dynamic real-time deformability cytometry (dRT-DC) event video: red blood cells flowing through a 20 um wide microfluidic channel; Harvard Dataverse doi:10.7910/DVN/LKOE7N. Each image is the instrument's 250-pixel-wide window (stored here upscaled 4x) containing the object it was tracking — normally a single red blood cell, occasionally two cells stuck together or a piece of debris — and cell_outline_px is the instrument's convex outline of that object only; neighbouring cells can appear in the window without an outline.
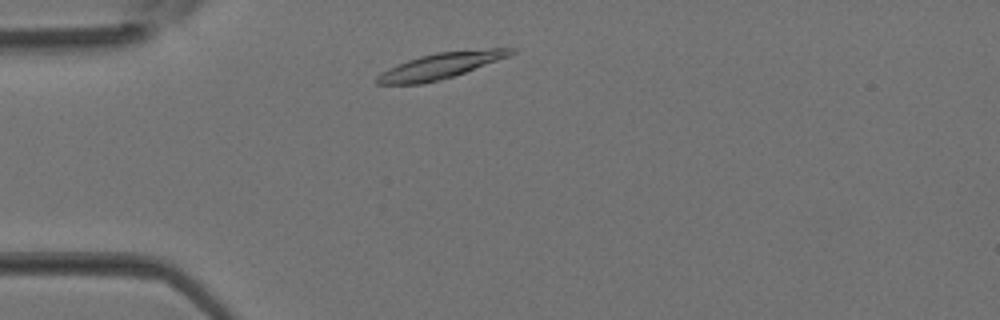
{"species": "Egyptian fruit bat (a non-hibernating species)", "species_latin": "Rousettus aegyptiacus", "temperature_condition": "room temperature", "stored_images_in_passage": 30, "camera_frame_rate_fps": 3000, "um_per_image_px": 0.085, "animal": {"sex": "female"}, "frame": {"image": 1, "passage_image": 3, "time_ms": 0.667, "image_size_px": [1000, 320], "cell_outline_px": [[516, 52], [508, 56], [464, 72], [452, 76], [420, 84], [376, 84], [372, 80], [380, 72], [396, 64], [420, 56], [436, 52], [488, 48], [516, 48]], "centroid_in_image_um": [37.37, 5.58], "position_along_channel_um": 47.6, "area_um2": 20.06}}
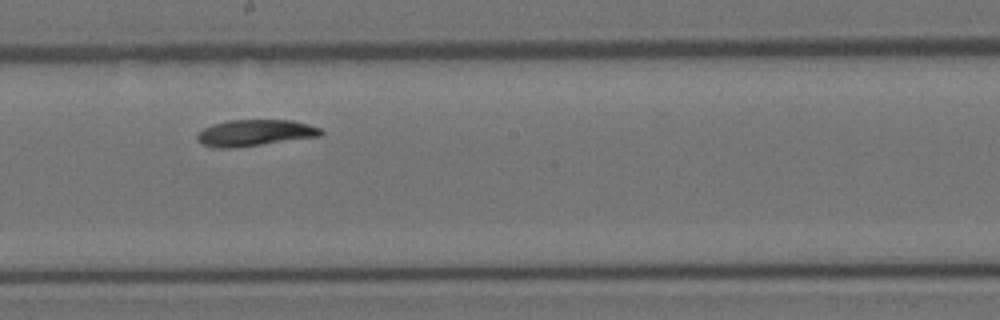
{"frame": {"image": 2, "passage_image": 14, "time_ms": 4.333, "image_size_px": [1000, 320], "cell_outline_px": [[324, 132], [320, 136], [232, 148], [212, 148], [196, 140], [196, 136], [204, 128], [212, 124], [228, 120], [292, 120], [308, 124], [320, 128]], "centroid_in_image_um": [21.64, 11.29], "position_along_channel_um": 226.6, "area_um2": 18.9}}
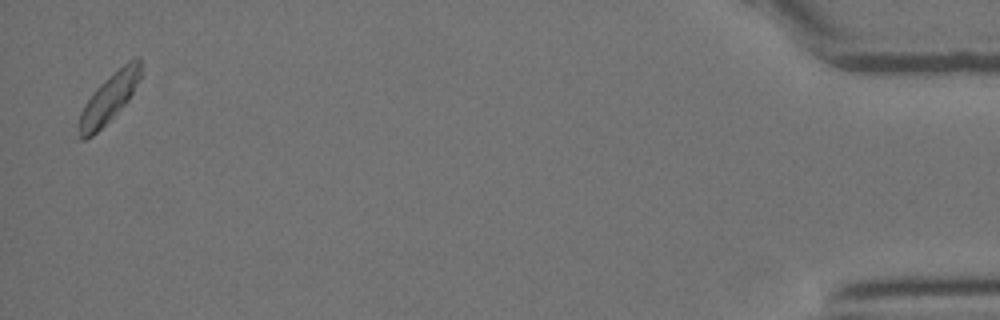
{"frame": {"image": 3, "passage_image": 30, "time_ms": 9.667, "image_size_px": [1000, 320], "cell_outline_px": [[140, 80], [128, 100], [92, 136], [84, 140], [80, 140], [80, 112], [84, 104], [92, 92], [108, 76], [128, 60], [136, 56], [140, 56]], "centroid_in_image_um": [9.29, 8.28], "position_along_channel_um": 425.9, "area_um2": 17.22}}